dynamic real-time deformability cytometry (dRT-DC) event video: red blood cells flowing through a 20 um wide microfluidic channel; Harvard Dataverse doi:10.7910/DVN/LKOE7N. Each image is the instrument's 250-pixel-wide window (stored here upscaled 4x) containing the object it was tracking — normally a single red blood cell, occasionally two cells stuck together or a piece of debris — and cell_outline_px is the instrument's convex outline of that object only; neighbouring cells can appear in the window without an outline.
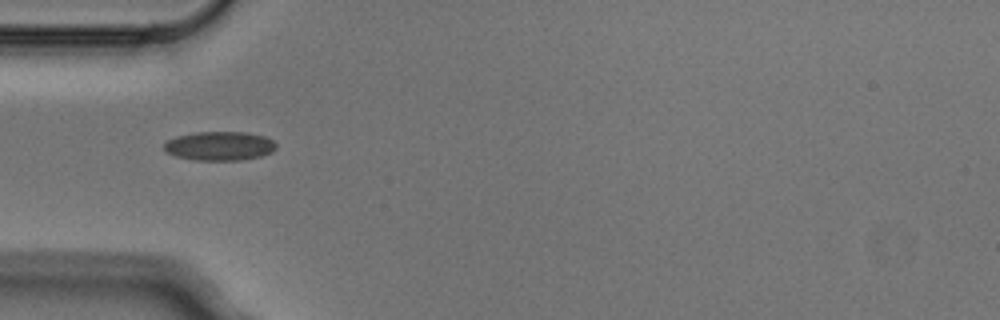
{"species": "Egyptian fruit bat (a non-hibernating species)", "species_latin": "Rousettus aegyptiacus", "temperature_condition": "cold", "stored_images_in_passage": 5, "camera_frame_rate_fps": 3000, "um_per_image_px": 0.085, "animal": {"sex": "male"}, "frame": {"image": 1, "passage_image": 3, "time_ms": 0.667, "image_size_px": [1000, 320], "cell_outline_px": [[276, 148], [272, 152], [260, 156], [240, 160], [196, 160], [176, 156], [168, 152], [164, 148], [164, 144], [168, 140], [176, 136], [196, 132], [248, 132], [264, 136], [272, 140], [276, 144]], "centroid_in_image_um": [18.68, 12.4], "position_along_channel_um": 66.3, "area_um2": 18.84}}
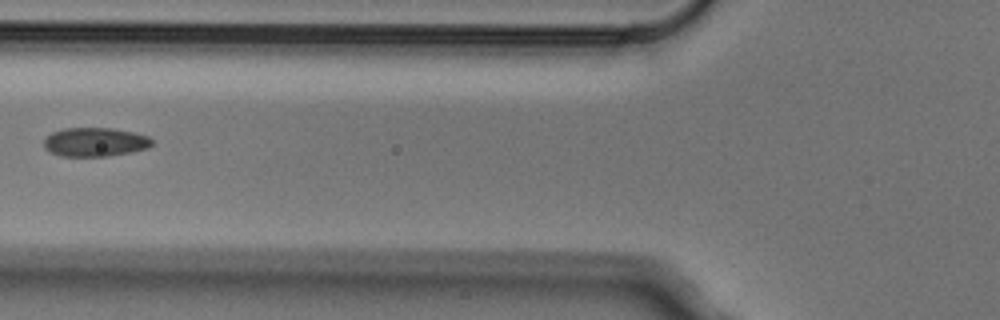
{"frame": {"image": 2, "passage_image": 4, "time_ms": 1.0, "image_size_px": [1000, 320], "cell_outline_px": [[152, 144], [148, 148], [132, 152], [108, 156], [60, 156], [48, 152], [44, 148], [44, 140], [52, 132], [64, 128], [112, 128], [132, 132], [148, 136], [152, 140]], "centroid_in_image_um": [8.06, 12.08], "position_along_channel_um": 117.7, "area_um2": 18.26}}
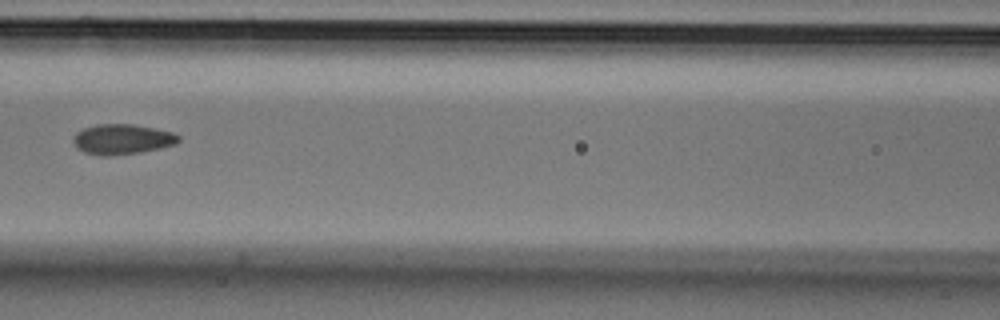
{"frame": {"image": 3, "passage_image": 5, "time_ms": 1.333, "image_size_px": [1000, 320], "cell_outline_px": [[180, 140], [176, 144], [160, 148], [140, 152], [112, 156], [100, 156], [84, 152], [76, 148], [72, 144], [72, 140], [76, 132], [84, 128], [96, 124], [132, 124], [172, 132], [180, 136]], "centroid_in_image_um": [10.34, 11.84], "position_along_channel_um": 156.3, "area_um2": 18.67}}